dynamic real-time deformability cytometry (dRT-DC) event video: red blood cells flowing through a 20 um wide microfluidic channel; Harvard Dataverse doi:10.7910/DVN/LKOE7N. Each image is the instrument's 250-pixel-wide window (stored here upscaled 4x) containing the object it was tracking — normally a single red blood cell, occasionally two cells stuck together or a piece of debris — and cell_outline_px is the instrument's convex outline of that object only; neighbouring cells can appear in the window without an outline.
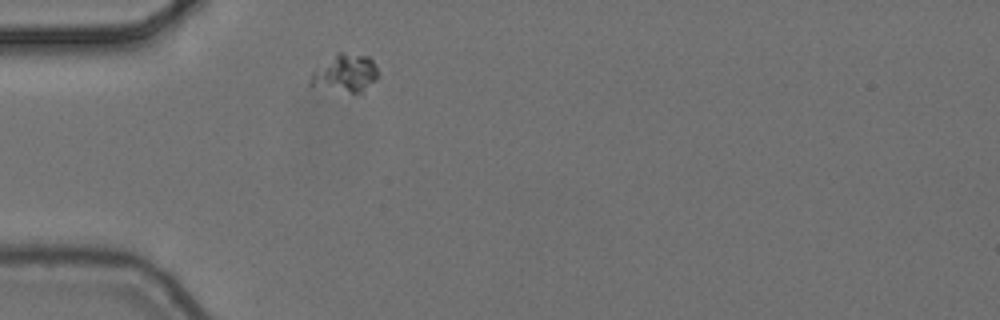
{"species": "common noctule bat (a hibernating species)", "species_latin": "Nyctalus noctula", "temperature_condition": "cold", "stored_images_in_passage": 1, "camera_frame_rate_fps": 3000, "um_per_image_px": 0.085, "animal": {"sex": "female", "body_mass_g": 24.6, "forearm_length_mm": 56.2}, "frame": {"image": 1, "passage_image": 1, "time_ms": 0.0, "image_size_px": [1000, 320], "cell_outline_px": [[380, 76], [376, 80], [360, 92], [352, 92], [308, 84], [308, 80], [312, 72], [340, 52], [344, 52], [368, 56], [372, 60]], "centroid_in_image_um": [29.38, 6.2], "position_along_channel_um": 55.6, "area_um2": 14.28}}